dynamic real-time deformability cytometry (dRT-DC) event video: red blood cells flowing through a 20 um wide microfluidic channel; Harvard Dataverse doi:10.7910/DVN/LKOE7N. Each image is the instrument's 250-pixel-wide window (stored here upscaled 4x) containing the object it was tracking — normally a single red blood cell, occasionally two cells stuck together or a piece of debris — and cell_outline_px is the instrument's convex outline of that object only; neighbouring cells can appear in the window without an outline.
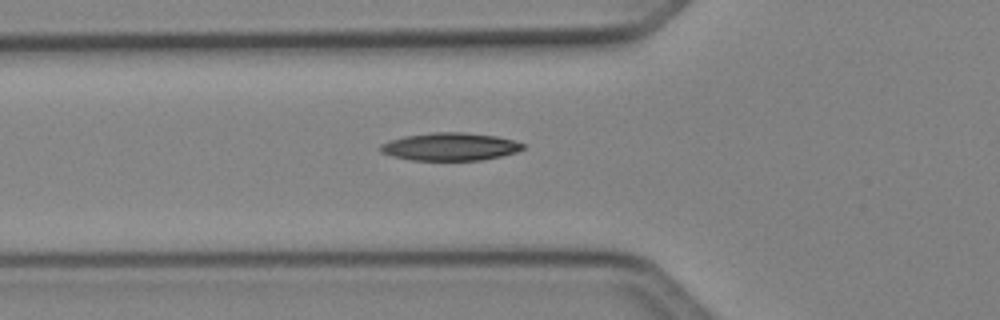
{"species": "Egyptian fruit bat (a non-hibernating species)", "species_latin": "Rousettus aegyptiacus", "temperature_condition": "cold", "stored_images_in_passage": 35, "camera_frame_rate_fps": 3000, "um_per_image_px": 0.085, "animal": {"sex": "female"}, "frame": {"image": 1, "passage_image": 3, "time_ms": 0.667, "image_size_px": [1000, 320], "cell_outline_px": [[524, 148], [516, 152], [500, 156], [480, 160], [412, 160], [392, 156], [380, 152], [380, 144], [404, 136], [432, 132], [464, 132], [496, 136], [512, 140], [524, 144]], "centroid_in_image_um": [38.24, 12.46], "position_along_channel_um": 87.6, "area_um2": 22.95}}
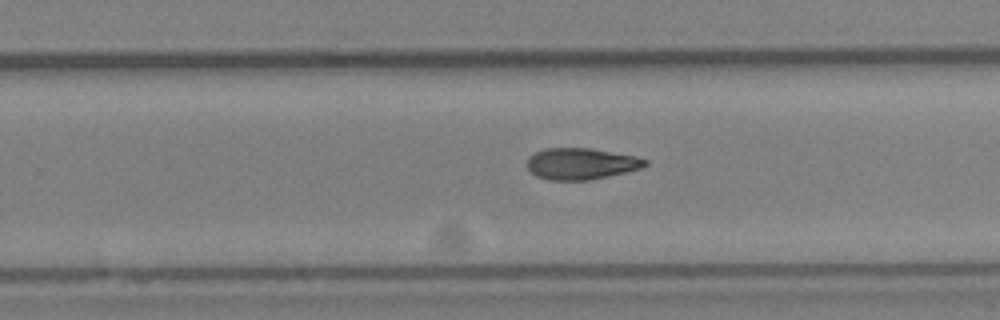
{"frame": {"image": 2, "passage_image": 17, "time_ms": 5.333, "image_size_px": [1000, 320], "cell_outline_px": [[648, 164], [640, 168], [608, 176], [588, 180], [552, 180], [536, 176], [528, 168], [528, 156], [544, 148], [588, 148], [636, 156], [648, 160]], "centroid_in_image_um": [49.38, 13.91], "position_along_channel_um": 280.4, "area_um2": 21.39}}
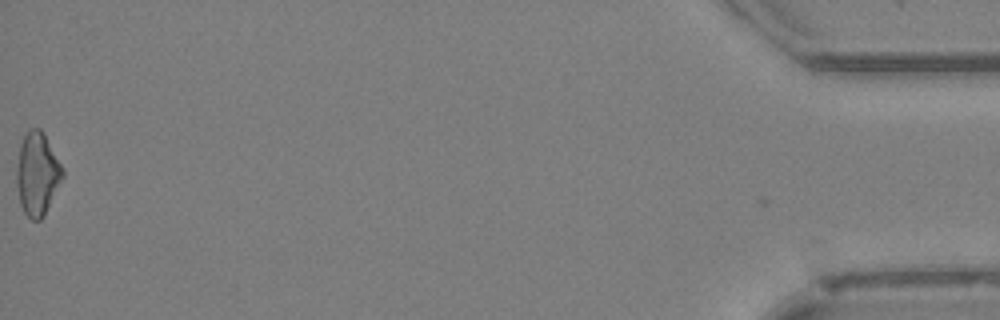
{"frame": {"image": 3, "passage_image": 35, "time_ms": 11.333, "image_size_px": [1000, 320], "cell_outline_px": [[64, 176], [44, 216], [40, 220], [32, 220], [24, 212], [20, 204], [16, 184], [16, 168], [20, 144], [28, 128], [40, 128], [44, 132], [64, 168]], "centroid_in_image_um": [3.18, 14.76], "position_along_channel_um": 432.0, "area_um2": 22.54}, "authors_computed_cell_mechanics": {"area_um2": 21.6172, "velocity_mm_per_s": 4.1515, "shape_relaxation_time_tau1_ms": 7.6924, "shape_relaxation_time_tau2_ms": null, "deformation_change_tau1": 0.1645, "deformation_change_tau2": null}}